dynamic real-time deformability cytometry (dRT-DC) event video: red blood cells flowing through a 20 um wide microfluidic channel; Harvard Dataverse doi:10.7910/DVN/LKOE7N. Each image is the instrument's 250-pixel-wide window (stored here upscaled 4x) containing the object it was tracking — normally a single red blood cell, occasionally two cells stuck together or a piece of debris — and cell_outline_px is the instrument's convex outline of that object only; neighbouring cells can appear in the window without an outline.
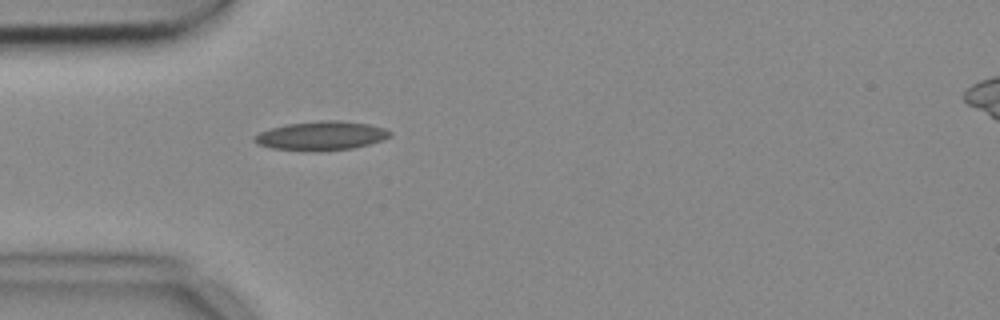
{"species": "common noctule bat (a hibernating species)", "species_latin": "Nyctalus noctula", "temperature_condition": "cold", "stored_images_in_passage": 1, "camera_frame_rate_fps": 3000, "um_per_image_px": 0.085, "animal": {"sex": "female", "body_mass_g": 18.4}, "frame": {"image": 1, "passage_image": 1, "time_ms": 0.0, "image_size_px": [1000, 320], "cell_outline_px": [[392, 136], [384, 140], [352, 148], [316, 152], [272, 148], [256, 144], [252, 140], [252, 136], [260, 132], [272, 128], [288, 124], [320, 120], [336, 120], [368, 124], [384, 128], [392, 132]], "centroid_in_image_um": [27.3, 11.55], "position_along_channel_um": 57.7, "area_um2": 23.0}}